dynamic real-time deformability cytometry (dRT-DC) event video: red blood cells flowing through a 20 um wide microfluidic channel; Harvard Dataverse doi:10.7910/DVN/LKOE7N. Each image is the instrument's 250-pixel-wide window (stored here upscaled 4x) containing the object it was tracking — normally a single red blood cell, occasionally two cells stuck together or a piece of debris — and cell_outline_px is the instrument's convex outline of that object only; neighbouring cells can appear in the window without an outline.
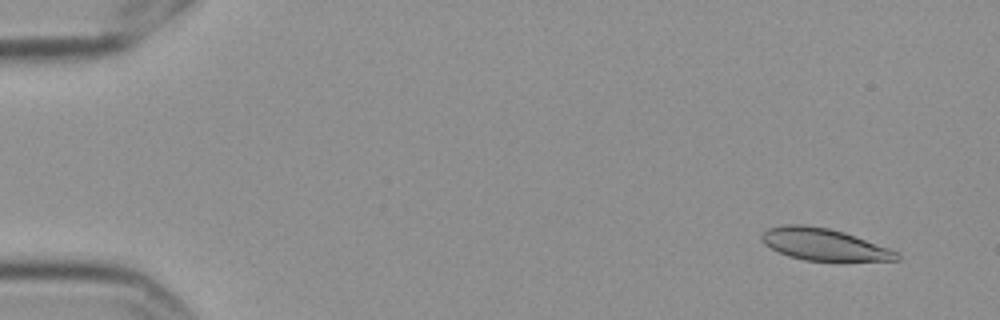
{"species": "Egyptian fruit bat (a non-hibernating species)", "species_latin": "Rousettus aegyptiacus", "temperature_condition": "cold", "stored_images_in_passage": 5, "camera_frame_rate_fps": 3000, "um_per_image_px": 0.085, "frame": {"image": 1, "passage_image": 1, "time_ms": 0.0, "image_size_px": [1000, 320], "cell_outline_px": [[900, 260], [804, 260], [788, 256], [764, 244], [760, 240], [760, 236], [768, 228], [784, 224], [804, 224], [828, 228], [844, 232], [888, 248], [896, 252], [900, 256]], "centroid_in_image_um": [69.97, 20.75], "position_along_channel_um": 15.0, "area_um2": 24.74}}